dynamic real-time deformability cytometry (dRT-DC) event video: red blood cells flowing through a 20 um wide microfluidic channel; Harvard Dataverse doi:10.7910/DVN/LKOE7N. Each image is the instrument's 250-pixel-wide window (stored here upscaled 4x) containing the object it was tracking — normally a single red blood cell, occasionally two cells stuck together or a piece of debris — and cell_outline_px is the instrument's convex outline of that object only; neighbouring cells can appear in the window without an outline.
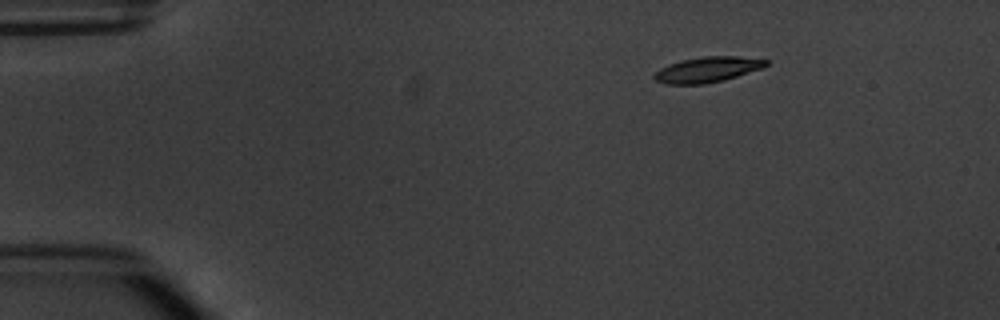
{"species": "common noctule bat (a hibernating species)", "species_latin": "Nyctalus noctula", "temperature_condition": "warm", "stored_images_in_passage": 3, "camera_frame_rate_fps": 3000, "um_per_image_px": 0.085, "animal": {"sex": "male", "body_mass_g": 20.1, "forearm_length_mm": 53.5}, "frame": {"image": 1, "passage_image": 1, "time_ms": 0.0, "image_size_px": [1000, 320], "cell_outline_px": [[768, 64], [764, 68], [724, 80], [704, 84], [664, 84], [656, 80], [652, 76], [660, 68], [668, 64], [680, 60], [700, 56], [736, 56], [768, 60]], "centroid_in_image_um": [60.12, 5.91], "position_along_channel_um": 24.9, "area_um2": 16.7}}
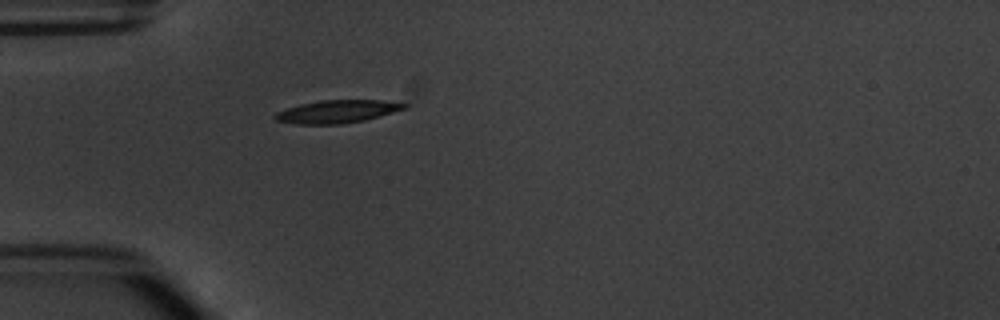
{"frame": {"image": 2, "passage_image": 3, "time_ms": 2.667, "image_size_px": [1000, 320], "cell_outline_px": [[408, 108], [364, 120], [340, 124], [296, 124], [276, 120], [272, 116], [276, 112], [300, 104], [320, 100], [380, 100], [408, 104]], "centroid_in_image_um": [28.65, 9.48], "position_along_channel_um": 56.3, "area_um2": 17.11}}